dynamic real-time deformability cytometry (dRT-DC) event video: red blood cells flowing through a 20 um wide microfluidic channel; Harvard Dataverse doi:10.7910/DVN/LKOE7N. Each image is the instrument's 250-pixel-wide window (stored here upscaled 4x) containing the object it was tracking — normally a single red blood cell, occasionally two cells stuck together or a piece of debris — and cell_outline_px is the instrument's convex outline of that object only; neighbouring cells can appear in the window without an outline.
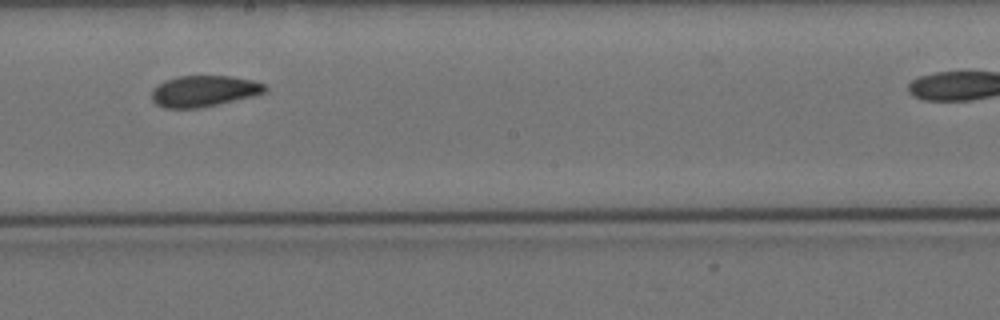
{"species": "Egyptian fruit bat (a non-hibernating species)", "species_latin": "Rousettus aegyptiacus", "temperature_condition": "cold", "stored_images_in_passage": 10, "camera_frame_rate_fps": 3000, "um_per_image_px": 0.085, "animal": {"sex": "female"}, "frame": {"image": 1, "passage_image": 5, "time_ms": 4.667, "image_size_px": [1000, 320], "cell_outline_px": [[268, 88], [264, 92], [252, 96], [200, 108], [164, 108], [156, 104], [152, 100], [152, 88], [164, 80], [176, 76], [228, 76], [252, 80], [264, 84]], "centroid_in_image_um": [17.28, 7.74], "position_along_channel_um": 230.9, "area_um2": 20.52}}
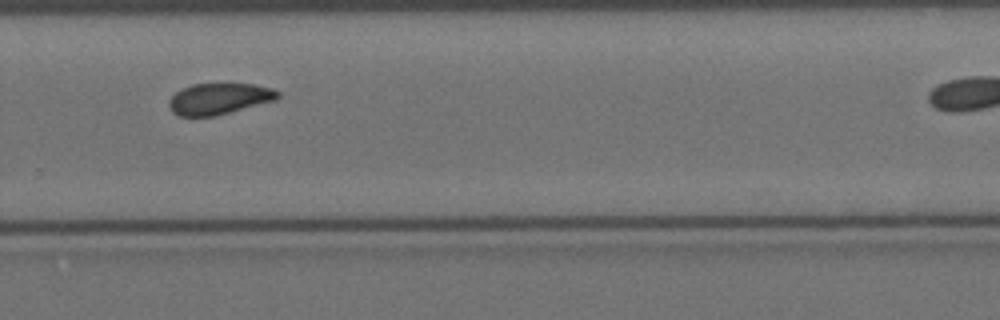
{"frame": {"image": 2, "passage_image": 7, "time_ms": 7.0, "image_size_px": [1000, 320], "cell_outline_px": [[280, 96], [276, 100], [216, 116], [180, 116], [172, 112], [168, 108], [168, 100], [180, 88], [192, 84], [252, 84], [272, 88], [280, 92]], "centroid_in_image_um": [18.6, 8.4], "position_along_channel_um": 311.2, "area_um2": 19.94}}
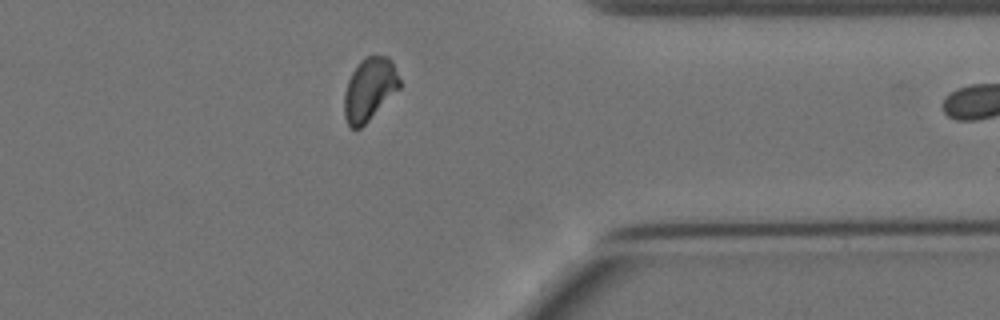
{"frame": {"image": 3, "passage_image": 9, "time_ms": 9.333, "image_size_px": [1000, 320], "cell_outline_px": [[400, 88], [360, 128], [352, 128], [348, 124], [344, 116], [344, 92], [348, 80], [352, 72], [368, 56], [388, 56], [392, 60], [400, 80]], "centroid_in_image_um": [31.41, 7.59], "position_along_channel_um": 380.0, "area_um2": 19.83}, "authors_computed_cell_mechanics": {"area_um2": 20.6346, "velocity_mm_per_s": 3.4665, "shape_relaxation_time_tau1_ms": 2.8581, "shape_relaxation_time_tau2_ms": null, "deformation_change_tau1": 0.0617, "deformation_change_tau2": null}}